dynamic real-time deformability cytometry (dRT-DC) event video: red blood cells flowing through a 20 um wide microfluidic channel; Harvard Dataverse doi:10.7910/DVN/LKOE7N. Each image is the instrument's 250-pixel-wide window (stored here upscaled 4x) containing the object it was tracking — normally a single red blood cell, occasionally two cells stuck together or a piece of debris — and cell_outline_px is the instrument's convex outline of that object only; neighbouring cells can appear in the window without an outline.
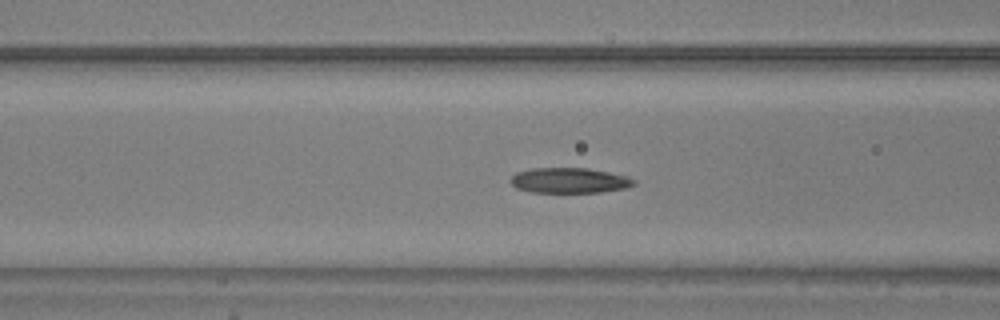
{"species": "common noctule bat (a hibernating species)", "species_latin": "Nyctalus noctula", "temperature_condition": "warm", "stored_images_in_passage": 46, "camera_frame_rate_fps": 3000, "um_per_image_px": 0.085, "animal": {"sex": "male", "body_mass_g": 20.5, "forearm_length_mm": 52.5}, "frame": {"image": 1, "passage_image": 21, "time_ms": 6.667, "image_size_px": [1000, 320], "cell_outline_px": [[636, 184], [624, 188], [600, 192], [532, 192], [516, 188], [508, 180], [516, 172], [532, 168], [588, 168], [628, 176], [636, 180]], "centroid_in_image_um": [48.38, 15.33], "position_along_channel_um": 118.2, "area_um2": 18.21}}
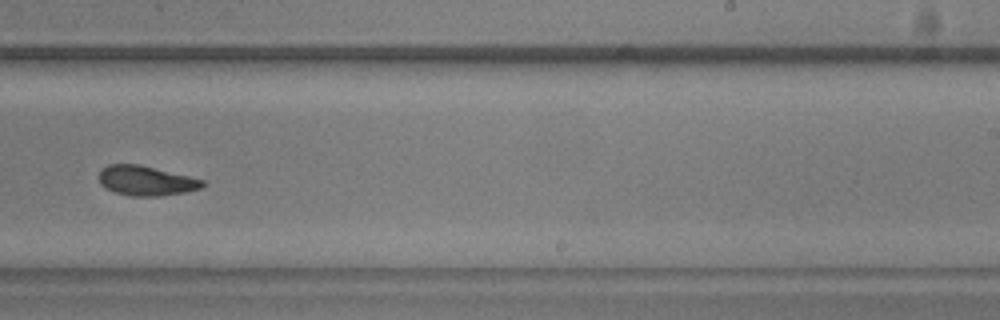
{"frame": {"image": 2, "passage_image": 33, "time_ms": 10.667, "image_size_px": [1000, 320], "cell_outline_px": [[204, 184], [200, 188], [184, 192], [160, 196], [128, 196], [104, 188], [100, 184], [100, 168], [108, 164], [140, 164], [204, 180]], "centroid_in_image_um": [12.37, 15.35], "position_along_channel_um": 276.6, "area_um2": 17.92}}
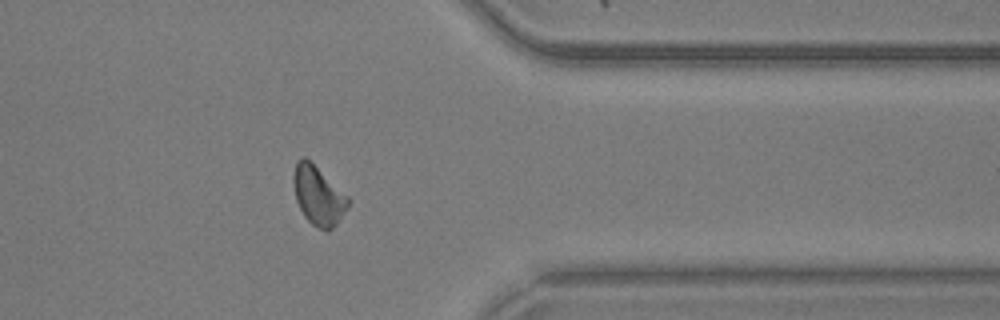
{"frame": {"image": 3, "passage_image": 42, "time_ms": 13.667, "image_size_px": [1000, 320], "cell_outline_px": [[348, 208], [336, 224], [328, 232], [324, 232], [312, 224], [304, 216], [296, 200], [292, 180], [292, 176], [296, 160], [300, 156], [304, 156], [348, 196]], "centroid_in_image_um": [27.02, 16.63], "position_along_channel_um": 384.4, "area_um2": 18.73}, "authors_computed_cell_mechanics": {"area_um2": 18.4671, "velocity_mm_per_s": 3.9663, "shape_relaxation_time_tau1_ms": 6.09, "shape_relaxation_time_tau2_ms": 3.4479, "deformation_change_tau1": 0.1959, "deformation_change_tau2": 0.0797}}